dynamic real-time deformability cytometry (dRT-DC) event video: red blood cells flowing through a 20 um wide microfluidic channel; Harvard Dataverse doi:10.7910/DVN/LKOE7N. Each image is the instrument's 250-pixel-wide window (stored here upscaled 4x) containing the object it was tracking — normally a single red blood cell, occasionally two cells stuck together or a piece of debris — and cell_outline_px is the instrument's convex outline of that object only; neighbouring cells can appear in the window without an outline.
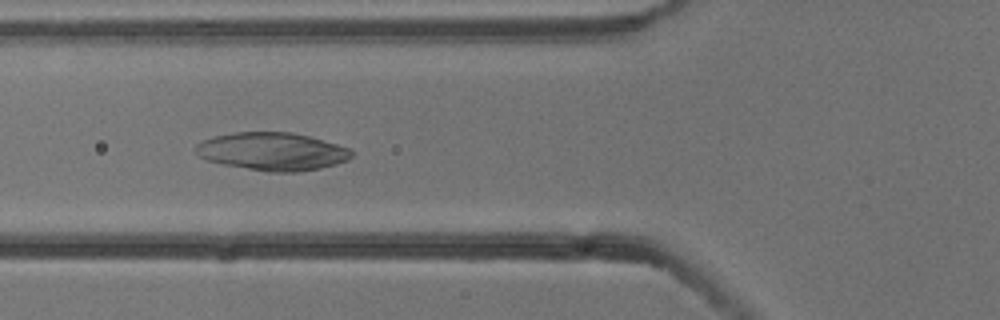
{"species": "common noctule bat (a hibernating species)", "species_latin": "Nyctalus noctula", "temperature_condition": "cold", "stored_images_in_passage": 9, "camera_frame_rate_fps": 3000, "um_per_image_px": 0.085, "animal": {"sex": "male", "body_mass_g": 13.3}, "frame": {"image": 1, "passage_image": 4, "time_ms": 1.0, "image_size_px": [1000, 320], "cell_outline_px": [[352, 156], [348, 160], [336, 164], [320, 168], [300, 172], [268, 172], [224, 164], [208, 160], [200, 156], [196, 152], [196, 144], [212, 136], [236, 132], [292, 132], [308, 136], [352, 148]], "centroid_in_image_um": [23.18, 12.87], "position_along_channel_um": 102.6, "area_um2": 34.39}}
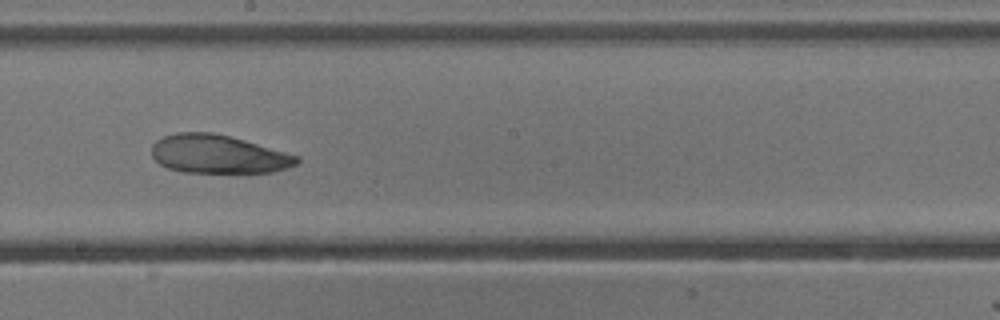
{"frame": {"image": 2, "passage_image": 7, "time_ms": 2.0, "image_size_px": [1000, 320], "cell_outline_px": [[300, 160], [296, 164], [272, 172], [248, 176], [184, 172], [168, 168], [160, 164], [152, 156], [152, 144], [156, 140], [164, 136], [176, 132], [212, 132], [244, 140], [300, 156]], "centroid_in_image_um": [18.57, 13.16], "position_along_channel_um": 229.6, "area_um2": 33.58}}
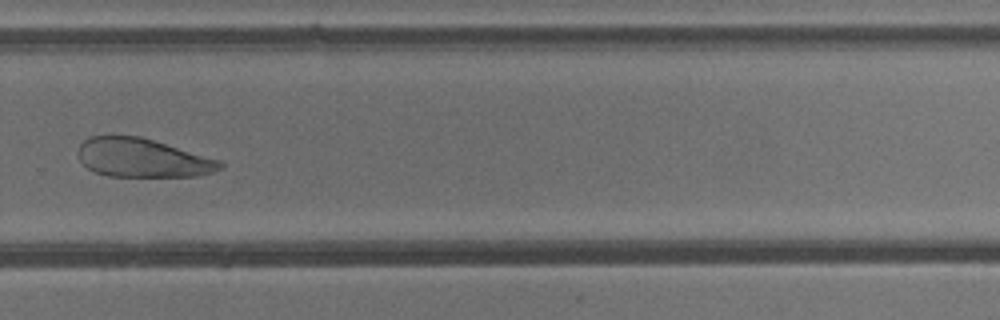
{"frame": {"image": 3, "passage_image": 9, "time_ms": 2.667, "image_size_px": [1000, 320], "cell_outline_px": [[224, 168], [212, 172], [196, 176], [108, 176], [96, 172], [88, 168], [80, 160], [76, 152], [80, 144], [84, 140], [92, 136], [140, 136], [220, 160], [224, 164]], "centroid_in_image_um": [12.1, 13.42], "position_along_channel_um": 317.7, "area_um2": 31.91}}